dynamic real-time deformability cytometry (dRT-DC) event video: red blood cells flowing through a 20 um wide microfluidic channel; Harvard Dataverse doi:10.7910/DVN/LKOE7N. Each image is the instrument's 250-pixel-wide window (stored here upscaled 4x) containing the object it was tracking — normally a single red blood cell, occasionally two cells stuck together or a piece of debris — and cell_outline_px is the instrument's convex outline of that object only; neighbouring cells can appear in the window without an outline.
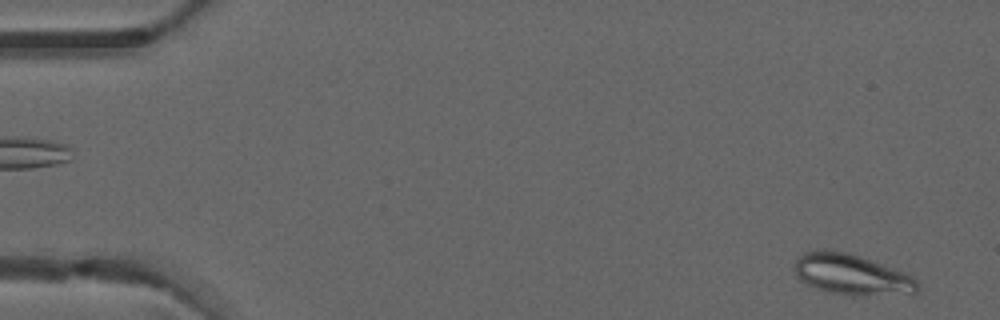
{"species": "common noctule bat (a hibernating species)", "species_latin": "Nyctalus noctula", "temperature_condition": "warm", "stored_images_in_passage": 5, "camera_frame_rate_fps": 3000, "um_per_image_px": 0.085, "animal": {"sex": "male", "forearm_length_mm": 52.5}, "frame": {"image": 1, "passage_image": 5, "time_ms": 1.333, "image_size_px": [1000, 320], "cell_outline_px": [[920, 292], [864, 296], [852, 296], [828, 292], [816, 288], [800, 280], [796, 276], [792, 268], [796, 260], [804, 252], [824, 248], [848, 252], [860, 256], [904, 272], [912, 276], [920, 284]], "centroid_in_image_um": [72.37, 23.33], "position_along_channel_um": 12.6, "area_um2": 29.59}}